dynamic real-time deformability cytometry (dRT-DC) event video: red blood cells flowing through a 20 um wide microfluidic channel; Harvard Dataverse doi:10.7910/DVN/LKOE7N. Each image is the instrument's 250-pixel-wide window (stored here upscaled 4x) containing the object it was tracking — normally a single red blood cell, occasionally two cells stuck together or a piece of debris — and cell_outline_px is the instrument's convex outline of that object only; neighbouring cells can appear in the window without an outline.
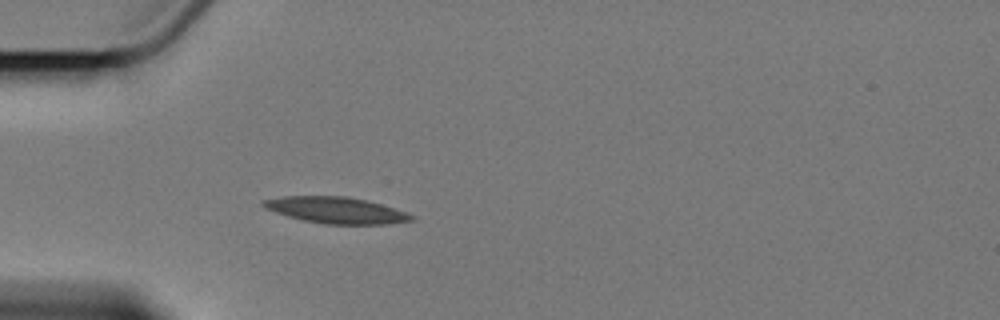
{"species": "Egyptian fruit bat (a non-hibernating species)", "species_latin": "Rousettus aegyptiacus", "temperature_condition": "cold", "stored_images_in_passage": 3, "camera_frame_rate_fps": 3000, "um_per_image_px": 0.085, "animal": {"sex": "female"}, "frame": {"image": 1, "passage_image": 3, "time_ms": 2.333, "image_size_px": [1000, 320], "cell_outline_px": [[416, 220], [388, 224], [324, 224], [304, 220], [288, 216], [264, 208], [260, 204], [260, 200], [284, 196], [344, 196], [368, 200], [416, 216]], "centroid_in_image_um": [28.55, 17.86], "position_along_channel_um": 56.5, "area_um2": 22.72}}